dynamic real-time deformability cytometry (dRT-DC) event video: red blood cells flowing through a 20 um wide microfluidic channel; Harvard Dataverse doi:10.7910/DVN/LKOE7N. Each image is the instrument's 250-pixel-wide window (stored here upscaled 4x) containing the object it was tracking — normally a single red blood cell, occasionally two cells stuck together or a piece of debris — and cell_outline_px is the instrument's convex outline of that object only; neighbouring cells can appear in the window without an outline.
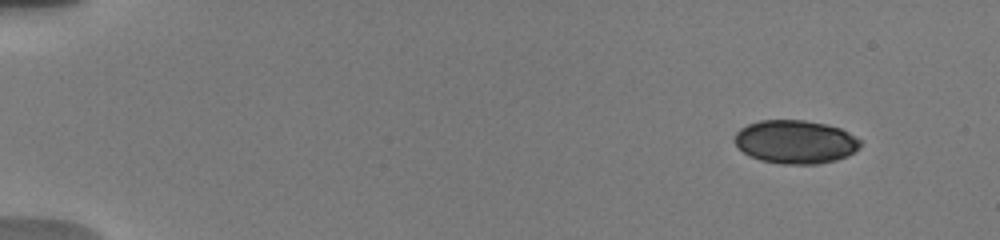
{"species": "human", "species_latin": "Homo sapiens", "temperature_condition": "warm", "stored_images_in_passage": 6, "camera_frame_rate_fps": 3000, "um_per_image_px": 0.085, "donor": {"sex": "male"}, "frame": {"image": 1, "passage_image": 1, "time_ms": 0.0, "image_size_px": [1000, 240], "cell_outline_px": [[860, 148], [848, 156], [836, 160], [816, 164], [780, 164], [760, 160], [744, 152], [732, 140], [736, 132], [740, 128], [748, 124], [760, 120], [804, 120], [828, 124], [840, 128], [848, 132], [860, 140]], "centroid_in_image_um": [67.61, 12.05], "position_along_channel_um": 17.4, "area_um2": 31.96}}
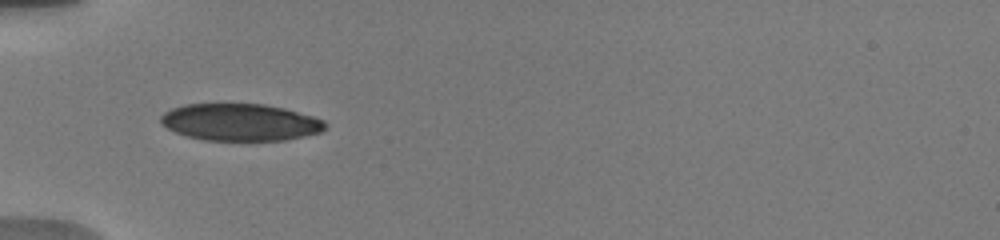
{"frame": {"image": 2, "passage_image": 5, "time_ms": 4.667, "image_size_px": [1000, 240], "cell_outline_px": [[328, 124], [320, 132], [304, 136], [284, 140], [204, 140], [188, 136], [176, 132], [160, 124], [160, 116], [164, 112], [172, 108], [184, 104], [264, 104], [284, 108], [312, 116], [324, 120]], "centroid_in_image_um": [20.4, 10.38], "position_along_channel_um": 64.6, "area_um2": 35.43}}
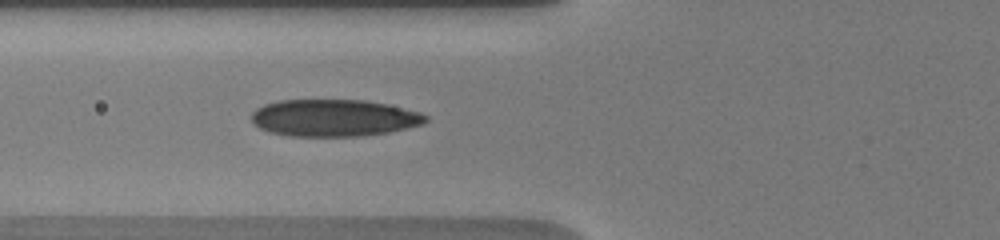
{"frame": {"image": 3, "passage_image": 6, "time_ms": 5.667, "image_size_px": [1000, 240], "cell_outline_px": [[428, 120], [424, 124], [408, 128], [388, 132], [360, 136], [288, 136], [272, 132], [260, 128], [252, 120], [252, 112], [256, 108], [264, 104], [280, 100], [364, 100], [388, 104], [420, 112], [428, 116]], "centroid_in_image_um": [28.42, 10.02], "position_along_channel_um": 97.4, "area_um2": 37.63}}